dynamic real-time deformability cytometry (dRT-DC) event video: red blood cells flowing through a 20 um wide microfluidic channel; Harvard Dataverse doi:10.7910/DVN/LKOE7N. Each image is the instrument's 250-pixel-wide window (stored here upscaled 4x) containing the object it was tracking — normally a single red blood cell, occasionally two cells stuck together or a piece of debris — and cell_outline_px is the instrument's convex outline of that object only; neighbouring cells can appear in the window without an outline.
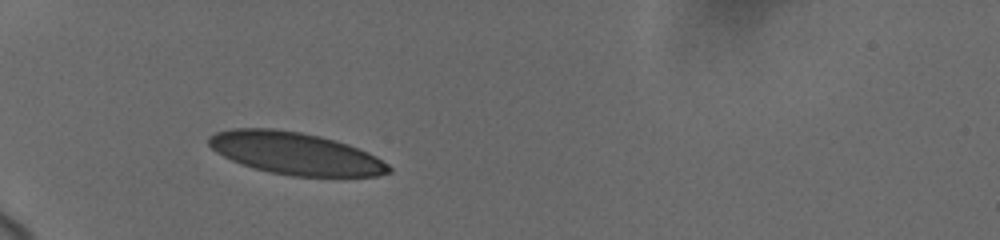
{"species": "human", "species_latin": "Homo sapiens", "temperature_condition": "cold", "stored_images_in_passage": 2, "camera_frame_rate_fps": 3000, "um_per_image_px": 0.085, "donor": {"sex": "female"}, "frame": {"image": 1, "passage_image": 1, "time_ms": 0.0, "image_size_px": [1000, 240], "cell_outline_px": [[392, 172], [380, 176], [292, 176], [268, 172], [240, 164], [216, 152], [208, 144], [208, 136], [216, 132], [232, 128], [272, 128], [300, 132], [320, 136], [336, 140], [348, 144], [368, 152], [376, 156], [388, 164], [392, 168]], "centroid_in_image_um": [25.11, 13.04], "position_along_channel_um": 59.9, "area_um2": 44.45}}